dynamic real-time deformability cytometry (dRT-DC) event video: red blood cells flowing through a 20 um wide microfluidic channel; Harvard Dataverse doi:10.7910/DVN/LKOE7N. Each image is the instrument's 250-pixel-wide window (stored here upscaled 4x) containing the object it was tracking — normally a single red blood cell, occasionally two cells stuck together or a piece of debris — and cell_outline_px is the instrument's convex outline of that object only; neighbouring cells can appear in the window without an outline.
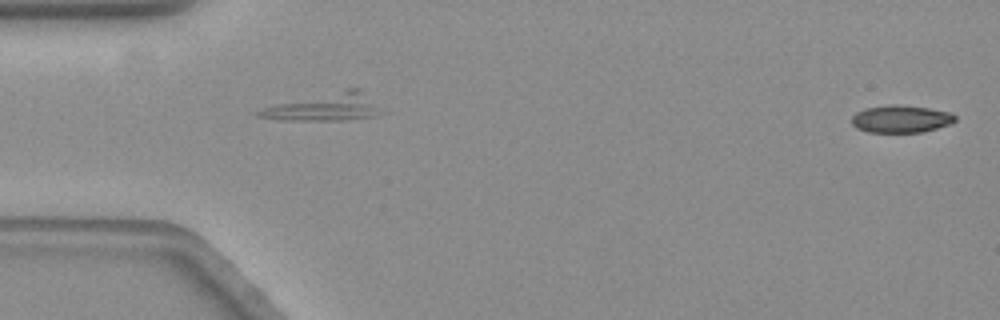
{"species": "common noctule bat (a hibernating species)", "species_latin": "Nyctalus noctula", "temperature_condition": "warm", "stored_images_in_passage": 9, "camera_frame_rate_fps": 3000, "um_per_image_px": 0.085, "animal": {"sex": "female", "body_mass_g": 19.3, "forearm_length_mm": 54.1}, "frame": {"image": 1, "passage_image": 1, "time_ms": 0.0, "image_size_px": [1000, 320], "cell_outline_px": [[956, 120], [948, 124], [936, 128], [920, 132], [868, 132], [856, 128], [852, 124], [852, 116], [856, 112], [864, 108], [888, 104], [900, 104], [928, 108], [948, 112], [956, 116]], "centroid_in_image_um": [76.53, 10.09], "position_along_channel_um": 8.5, "area_um2": 16.53}}